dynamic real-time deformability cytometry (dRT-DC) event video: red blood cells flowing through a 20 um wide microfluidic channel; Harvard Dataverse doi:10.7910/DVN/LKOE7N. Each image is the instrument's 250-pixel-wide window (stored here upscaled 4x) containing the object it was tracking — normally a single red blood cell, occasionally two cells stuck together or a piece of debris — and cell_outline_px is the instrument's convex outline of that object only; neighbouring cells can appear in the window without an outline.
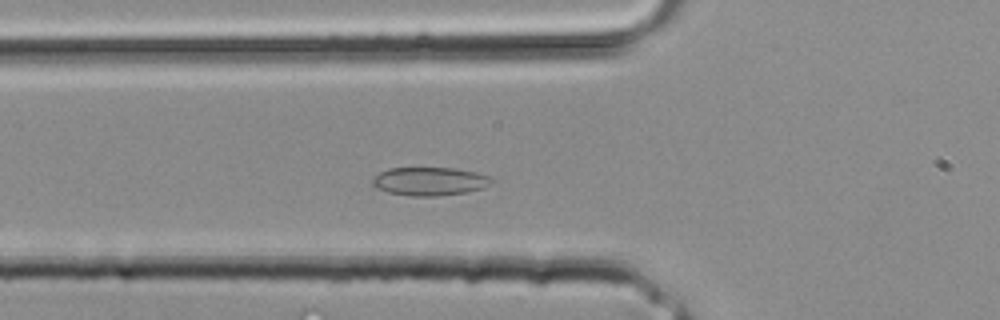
{"species": "common noctule bat (a hibernating species)", "species_latin": "Nyctalus noctula", "temperature_condition": "room temperature", "stored_images_in_passage": 29, "camera_frame_rate_fps": 3000, "um_per_image_px": 0.085, "animal": {"sex": "male", "body_mass_g": 20.4}, "frame": {"image": 1, "passage_image": 8, "time_ms": 2.333, "image_size_px": [1000, 320], "cell_outline_px": [[496, 180], [484, 188], [468, 192], [436, 196], [412, 196], [388, 192], [376, 188], [372, 184], [372, 180], [380, 172], [388, 168], [456, 168], [476, 172], [488, 176]], "centroid_in_image_um": [36.56, 15.41], "position_along_channel_um": 89.2, "area_um2": 19.77}}
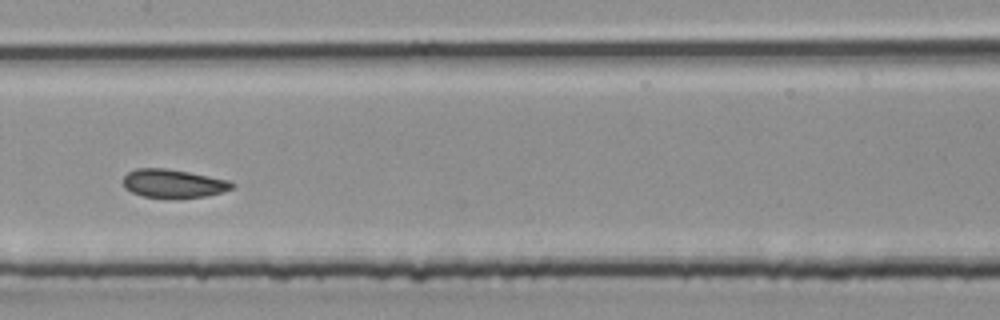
{"frame": {"image": 2, "passage_image": 13, "time_ms": 4.0, "image_size_px": [1000, 320], "cell_outline_px": [[236, 184], [232, 188], [220, 192], [204, 196], [144, 196], [132, 192], [124, 188], [124, 176], [128, 172], [136, 168], [164, 168], [188, 172], [232, 180]], "centroid_in_image_um": [14.74, 15.56], "position_along_channel_um": 192.7, "area_um2": 17.51}}
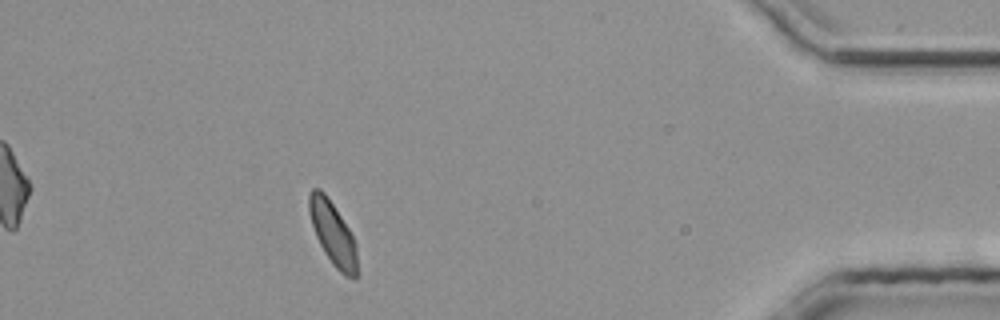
{"frame": {"image": 3, "passage_image": 26, "time_ms": 8.333, "image_size_px": [1000, 320], "cell_outline_px": [[356, 280], [344, 276], [332, 264], [324, 252], [316, 236], [308, 212], [308, 196], [312, 188], [320, 188], [324, 192], [348, 228], [356, 244]], "centroid_in_image_um": [28.26, 19.84], "position_along_channel_um": 406.9, "area_um2": 17.51}}